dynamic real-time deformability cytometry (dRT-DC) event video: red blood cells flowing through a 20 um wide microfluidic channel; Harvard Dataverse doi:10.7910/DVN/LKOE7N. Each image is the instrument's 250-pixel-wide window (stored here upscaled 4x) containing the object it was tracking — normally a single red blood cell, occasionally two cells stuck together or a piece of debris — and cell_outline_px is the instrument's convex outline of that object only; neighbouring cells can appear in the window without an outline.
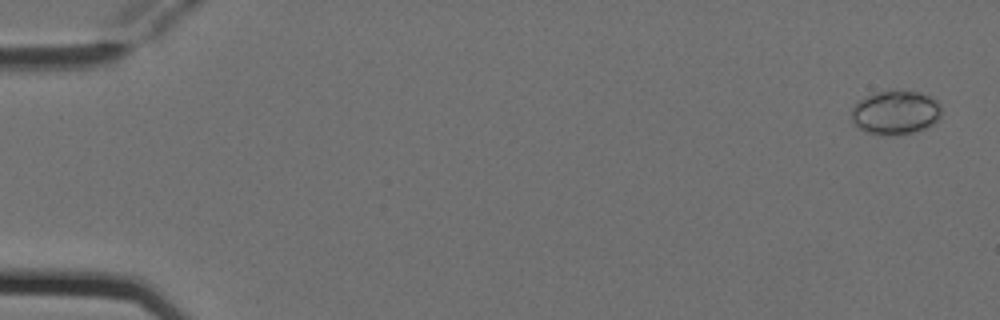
{"species": "Egyptian fruit bat (a non-hibernating species)", "species_latin": "Rousettus aegyptiacus", "temperature_condition": "cold", "stored_images_in_passage": 5, "camera_frame_rate_fps": 3000, "um_per_image_px": 0.085, "animal": {"sex": "female"}, "frame": {"image": 1, "passage_image": 1, "time_ms": 0.0, "image_size_px": [1000, 320], "cell_outline_px": [[940, 116], [932, 124], [924, 128], [912, 132], [864, 132], [852, 124], [852, 108], [856, 100], [876, 92], [916, 92], [928, 96], [936, 100], [940, 104]], "centroid_in_image_um": [76.06, 9.53], "position_along_channel_um": 8.9, "area_um2": 22.14}}
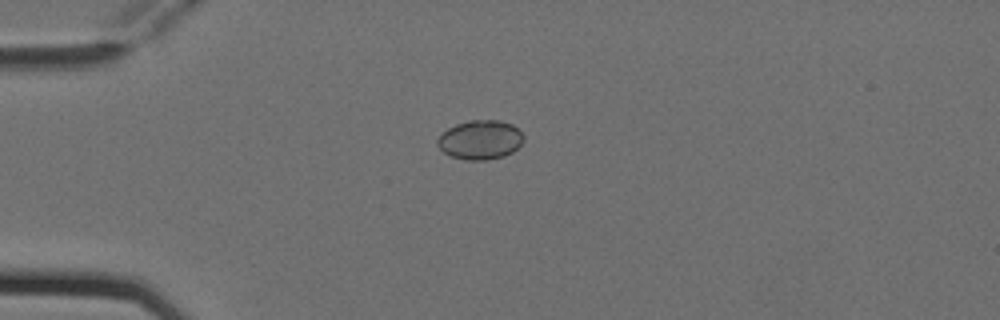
{"frame": {"image": 2, "passage_image": 4, "time_ms": 1.0, "image_size_px": [1000, 320], "cell_outline_px": [[524, 140], [512, 152], [504, 156], [488, 160], [468, 160], [452, 156], [444, 152], [436, 144], [436, 140], [448, 128], [456, 124], [468, 120], [500, 120], [512, 124], [524, 136]], "centroid_in_image_um": [40.82, 11.88], "position_along_channel_um": 44.2, "area_um2": 19.59}}